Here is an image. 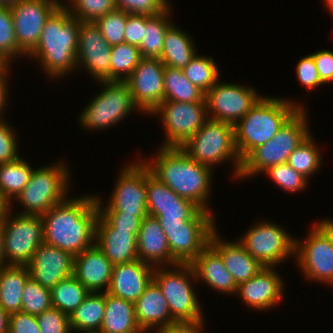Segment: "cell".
Listing matches in <instances>:
<instances>
[{
    "label": "cell",
    "instance_id": "6da1fadb",
    "mask_svg": "<svg viewBox=\"0 0 333 333\" xmlns=\"http://www.w3.org/2000/svg\"><path fill=\"white\" fill-rule=\"evenodd\" d=\"M98 216L95 196L67 198L41 216L43 241L76 256L95 245Z\"/></svg>",
    "mask_w": 333,
    "mask_h": 333
},
{
    "label": "cell",
    "instance_id": "7a4b0ae2",
    "mask_svg": "<svg viewBox=\"0 0 333 333\" xmlns=\"http://www.w3.org/2000/svg\"><path fill=\"white\" fill-rule=\"evenodd\" d=\"M156 156L155 160L143 161L151 173L180 197L210 212L207 199L211 190L212 168L199 164L180 147L162 146Z\"/></svg>",
    "mask_w": 333,
    "mask_h": 333
},
{
    "label": "cell",
    "instance_id": "3957f363",
    "mask_svg": "<svg viewBox=\"0 0 333 333\" xmlns=\"http://www.w3.org/2000/svg\"><path fill=\"white\" fill-rule=\"evenodd\" d=\"M63 3L49 16L36 47L28 54L50 77H62L77 66V40L81 21L70 15Z\"/></svg>",
    "mask_w": 333,
    "mask_h": 333
},
{
    "label": "cell",
    "instance_id": "277c9868",
    "mask_svg": "<svg viewBox=\"0 0 333 333\" xmlns=\"http://www.w3.org/2000/svg\"><path fill=\"white\" fill-rule=\"evenodd\" d=\"M301 108L304 109L289 100L261 97L234 125L235 146L241 160L273 138Z\"/></svg>",
    "mask_w": 333,
    "mask_h": 333
},
{
    "label": "cell",
    "instance_id": "5b68a950",
    "mask_svg": "<svg viewBox=\"0 0 333 333\" xmlns=\"http://www.w3.org/2000/svg\"><path fill=\"white\" fill-rule=\"evenodd\" d=\"M306 111L301 108L273 138L252 150L242 160L238 177H252L270 166L287 163L289 155L310 134Z\"/></svg>",
    "mask_w": 333,
    "mask_h": 333
},
{
    "label": "cell",
    "instance_id": "8992f818",
    "mask_svg": "<svg viewBox=\"0 0 333 333\" xmlns=\"http://www.w3.org/2000/svg\"><path fill=\"white\" fill-rule=\"evenodd\" d=\"M199 164L212 168L215 164L232 160L238 177L242 160L235 146L234 125L207 119L200 130L180 147Z\"/></svg>",
    "mask_w": 333,
    "mask_h": 333
},
{
    "label": "cell",
    "instance_id": "52a82bcc",
    "mask_svg": "<svg viewBox=\"0 0 333 333\" xmlns=\"http://www.w3.org/2000/svg\"><path fill=\"white\" fill-rule=\"evenodd\" d=\"M174 269L169 271L155 267L153 271V280L167 301L171 317L177 323L204 321L199 300L190 282L191 278L197 279L192 266L177 264Z\"/></svg>",
    "mask_w": 333,
    "mask_h": 333
},
{
    "label": "cell",
    "instance_id": "ba28073f",
    "mask_svg": "<svg viewBox=\"0 0 333 333\" xmlns=\"http://www.w3.org/2000/svg\"><path fill=\"white\" fill-rule=\"evenodd\" d=\"M68 176L63 163L34 169L28 184L15 198L25 208L19 214L42 216L64 201L69 187Z\"/></svg>",
    "mask_w": 333,
    "mask_h": 333
},
{
    "label": "cell",
    "instance_id": "9c48e42d",
    "mask_svg": "<svg viewBox=\"0 0 333 333\" xmlns=\"http://www.w3.org/2000/svg\"><path fill=\"white\" fill-rule=\"evenodd\" d=\"M295 239L298 266L309 280L333 285V221L322 220L301 243Z\"/></svg>",
    "mask_w": 333,
    "mask_h": 333
},
{
    "label": "cell",
    "instance_id": "30bf717a",
    "mask_svg": "<svg viewBox=\"0 0 333 333\" xmlns=\"http://www.w3.org/2000/svg\"><path fill=\"white\" fill-rule=\"evenodd\" d=\"M98 83L106 87L81 112L79 120L84 128L106 129L119 123L135 108L138 109L125 81H99Z\"/></svg>",
    "mask_w": 333,
    "mask_h": 333
},
{
    "label": "cell",
    "instance_id": "8fae6325",
    "mask_svg": "<svg viewBox=\"0 0 333 333\" xmlns=\"http://www.w3.org/2000/svg\"><path fill=\"white\" fill-rule=\"evenodd\" d=\"M9 214L3 219L5 262L26 266L44 242L42 217L18 214L11 218Z\"/></svg>",
    "mask_w": 333,
    "mask_h": 333
},
{
    "label": "cell",
    "instance_id": "7c38bea8",
    "mask_svg": "<svg viewBox=\"0 0 333 333\" xmlns=\"http://www.w3.org/2000/svg\"><path fill=\"white\" fill-rule=\"evenodd\" d=\"M150 114H160L166 131L163 147H181L207 118L206 99L200 102L163 101Z\"/></svg>",
    "mask_w": 333,
    "mask_h": 333
},
{
    "label": "cell",
    "instance_id": "4fadbf2b",
    "mask_svg": "<svg viewBox=\"0 0 333 333\" xmlns=\"http://www.w3.org/2000/svg\"><path fill=\"white\" fill-rule=\"evenodd\" d=\"M295 239L274 223L261 222L238 242L264 267H274L295 254Z\"/></svg>",
    "mask_w": 333,
    "mask_h": 333
},
{
    "label": "cell",
    "instance_id": "5bb4252c",
    "mask_svg": "<svg viewBox=\"0 0 333 333\" xmlns=\"http://www.w3.org/2000/svg\"><path fill=\"white\" fill-rule=\"evenodd\" d=\"M129 165L121 171L106 207H103L100 198L96 197L99 212H125V214L135 216L148 215L146 165L141 160Z\"/></svg>",
    "mask_w": 333,
    "mask_h": 333
},
{
    "label": "cell",
    "instance_id": "9a60e30c",
    "mask_svg": "<svg viewBox=\"0 0 333 333\" xmlns=\"http://www.w3.org/2000/svg\"><path fill=\"white\" fill-rule=\"evenodd\" d=\"M261 97L252 87L217 81L205 93L207 118L235 125Z\"/></svg>",
    "mask_w": 333,
    "mask_h": 333
},
{
    "label": "cell",
    "instance_id": "2e32d148",
    "mask_svg": "<svg viewBox=\"0 0 333 333\" xmlns=\"http://www.w3.org/2000/svg\"><path fill=\"white\" fill-rule=\"evenodd\" d=\"M60 3L57 0H19L10 5L16 42L23 56L36 47L44 24Z\"/></svg>",
    "mask_w": 333,
    "mask_h": 333
},
{
    "label": "cell",
    "instance_id": "e0dca14e",
    "mask_svg": "<svg viewBox=\"0 0 333 333\" xmlns=\"http://www.w3.org/2000/svg\"><path fill=\"white\" fill-rule=\"evenodd\" d=\"M171 255L180 264H190L208 245L216 230L214 220H187L161 225Z\"/></svg>",
    "mask_w": 333,
    "mask_h": 333
},
{
    "label": "cell",
    "instance_id": "ac0fdd59",
    "mask_svg": "<svg viewBox=\"0 0 333 333\" xmlns=\"http://www.w3.org/2000/svg\"><path fill=\"white\" fill-rule=\"evenodd\" d=\"M165 65L158 58H141L131 75L125 80L136 106L150 114L164 101Z\"/></svg>",
    "mask_w": 333,
    "mask_h": 333
},
{
    "label": "cell",
    "instance_id": "d6986e66",
    "mask_svg": "<svg viewBox=\"0 0 333 333\" xmlns=\"http://www.w3.org/2000/svg\"><path fill=\"white\" fill-rule=\"evenodd\" d=\"M111 47L95 22H81L77 40V67L86 70L97 81H110Z\"/></svg>",
    "mask_w": 333,
    "mask_h": 333
},
{
    "label": "cell",
    "instance_id": "ffe728a7",
    "mask_svg": "<svg viewBox=\"0 0 333 333\" xmlns=\"http://www.w3.org/2000/svg\"><path fill=\"white\" fill-rule=\"evenodd\" d=\"M26 266L33 280L51 290L59 281L73 275L74 256L43 242Z\"/></svg>",
    "mask_w": 333,
    "mask_h": 333
},
{
    "label": "cell",
    "instance_id": "44dd1931",
    "mask_svg": "<svg viewBox=\"0 0 333 333\" xmlns=\"http://www.w3.org/2000/svg\"><path fill=\"white\" fill-rule=\"evenodd\" d=\"M274 267H264L248 281L237 286L236 294L247 306L267 310L280 302L283 293V280Z\"/></svg>",
    "mask_w": 333,
    "mask_h": 333
},
{
    "label": "cell",
    "instance_id": "7402d4cb",
    "mask_svg": "<svg viewBox=\"0 0 333 333\" xmlns=\"http://www.w3.org/2000/svg\"><path fill=\"white\" fill-rule=\"evenodd\" d=\"M154 268L139 259L114 265L107 292L135 303L152 281Z\"/></svg>",
    "mask_w": 333,
    "mask_h": 333
},
{
    "label": "cell",
    "instance_id": "603a6c76",
    "mask_svg": "<svg viewBox=\"0 0 333 333\" xmlns=\"http://www.w3.org/2000/svg\"><path fill=\"white\" fill-rule=\"evenodd\" d=\"M113 264L96 246L74 256L73 276L90 292H107L111 282Z\"/></svg>",
    "mask_w": 333,
    "mask_h": 333
},
{
    "label": "cell",
    "instance_id": "cb8c5ba5",
    "mask_svg": "<svg viewBox=\"0 0 333 333\" xmlns=\"http://www.w3.org/2000/svg\"><path fill=\"white\" fill-rule=\"evenodd\" d=\"M138 259L154 267L180 264L169 250V244L161 224L156 217L147 215L140 225L137 235Z\"/></svg>",
    "mask_w": 333,
    "mask_h": 333
},
{
    "label": "cell",
    "instance_id": "d4e9b609",
    "mask_svg": "<svg viewBox=\"0 0 333 333\" xmlns=\"http://www.w3.org/2000/svg\"><path fill=\"white\" fill-rule=\"evenodd\" d=\"M95 245L113 265L138 260L137 237L129 231L116 230L100 214L96 221Z\"/></svg>",
    "mask_w": 333,
    "mask_h": 333
},
{
    "label": "cell",
    "instance_id": "484cf974",
    "mask_svg": "<svg viewBox=\"0 0 333 333\" xmlns=\"http://www.w3.org/2000/svg\"><path fill=\"white\" fill-rule=\"evenodd\" d=\"M134 308L137 323L143 332L157 326L156 329H160L177 323L171 317L167 301L153 279L134 303Z\"/></svg>",
    "mask_w": 333,
    "mask_h": 333
},
{
    "label": "cell",
    "instance_id": "4316f807",
    "mask_svg": "<svg viewBox=\"0 0 333 333\" xmlns=\"http://www.w3.org/2000/svg\"><path fill=\"white\" fill-rule=\"evenodd\" d=\"M218 231H214L209 244L220 254L226 269L237 286L255 276L264 266L253 258L239 243L222 242Z\"/></svg>",
    "mask_w": 333,
    "mask_h": 333
},
{
    "label": "cell",
    "instance_id": "83f0119b",
    "mask_svg": "<svg viewBox=\"0 0 333 333\" xmlns=\"http://www.w3.org/2000/svg\"><path fill=\"white\" fill-rule=\"evenodd\" d=\"M190 265L195 272L196 278H201L214 290L236 294V282L226 269L220 254L210 244Z\"/></svg>",
    "mask_w": 333,
    "mask_h": 333
},
{
    "label": "cell",
    "instance_id": "f1b7e54d",
    "mask_svg": "<svg viewBox=\"0 0 333 333\" xmlns=\"http://www.w3.org/2000/svg\"><path fill=\"white\" fill-rule=\"evenodd\" d=\"M98 333H144L137 323L134 303L105 292V313Z\"/></svg>",
    "mask_w": 333,
    "mask_h": 333
},
{
    "label": "cell",
    "instance_id": "f546056e",
    "mask_svg": "<svg viewBox=\"0 0 333 333\" xmlns=\"http://www.w3.org/2000/svg\"><path fill=\"white\" fill-rule=\"evenodd\" d=\"M29 277L27 266L0 268V306L8 314L21 311L23 288Z\"/></svg>",
    "mask_w": 333,
    "mask_h": 333
},
{
    "label": "cell",
    "instance_id": "4dcf8cb0",
    "mask_svg": "<svg viewBox=\"0 0 333 333\" xmlns=\"http://www.w3.org/2000/svg\"><path fill=\"white\" fill-rule=\"evenodd\" d=\"M188 35V36H187ZM184 31L174 23L167 29L160 60L166 67L183 69L197 54L194 43Z\"/></svg>",
    "mask_w": 333,
    "mask_h": 333
},
{
    "label": "cell",
    "instance_id": "1f68e13d",
    "mask_svg": "<svg viewBox=\"0 0 333 333\" xmlns=\"http://www.w3.org/2000/svg\"><path fill=\"white\" fill-rule=\"evenodd\" d=\"M105 313V292L92 293L70 315V326L83 333H98Z\"/></svg>",
    "mask_w": 333,
    "mask_h": 333
},
{
    "label": "cell",
    "instance_id": "d6a6232c",
    "mask_svg": "<svg viewBox=\"0 0 333 333\" xmlns=\"http://www.w3.org/2000/svg\"><path fill=\"white\" fill-rule=\"evenodd\" d=\"M205 93L190 82L182 69L166 67L164 69V101L200 102Z\"/></svg>",
    "mask_w": 333,
    "mask_h": 333
},
{
    "label": "cell",
    "instance_id": "836d02e7",
    "mask_svg": "<svg viewBox=\"0 0 333 333\" xmlns=\"http://www.w3.org/2000/svg\"><path fill=\"white\" fill-rule=\"evenodd\" d=\"M170 7L157 15L148 16L146 23V31L139 51L142 58H158L160 59L163 50L164 37L167 29L173 24L167 18Z\"/></svg>",
    "mask_w": 333,
    "mask_h": 333
},
{
    "label": "cell",
    "instance_id": "e575fe53",
    "mask_svg": "<svg viewBox=\"0 0 333 333\" xmlns=\"http://www.w3.org/2000/svg\"><path fill=\"white\" fill-rule=\"evenodd\" d=\"M50 291L52 307L68 315H71L90 293L73 275L59 281Z\"/></svg>",
    "mask_w": 333,
    "mask_h": 333
},
{
    "label": "cell",
    "instance_id": "d590c367",
    "mask_svg": "<svg viewBox=\"0 0 333 333\" xmlns=\"http://www.w3.org/2000/svg\"><path fill=\"white\" fill-rule=\"evenodd\" d=\"M34 169L23 159L0 164V191L11 202L28 184Z\"/></svg>",
    "mask_w": 333,
    "mask_h": 333
},
{
    "label": "cell",
    "instance_id": "8d00e7d4",
    "mask_svg": "<svg viewBox=\"0 0 333 333\" xmlns=\"http://www.w3.org/2000/svg\"><path fill=\"white\" fill-rule=\"evenodd\" d=\"M147 208L199 207L180 197L166 184L156 178L146 166Z\"/></svg>",
    "mask_w": 333,
    "mask_h": 333
},
{
    "label": "cell",
    "instance_id": "74e56055",
    "mask_svg": "<svg viewBox=\"0 0 333 333\" xmlns=\"http://www.w3.org/2000/svg\"><path fill=\"white\" fill-rule=\"evenodd\" d=\"M141 58L139 47L137 46L125 42L112 46L110 81H125L138 65Z\"/></svg>",
    "mask_w": 333,
    "mask_h": 333
},
{
    "label": "cell",
    "instance_id": "f35d334b",
    "mask_svg": "<svg viewBox=\"0 0 333 333\" xmlns=\"http://www.w3.org/2000/svg\"><path fill=\"white\" fill-rule=\"evenodd\" d=\"M219 69L212 57L195 54L190 63L182 69L186 78L206 93L219 78Z\"/></svg>",
    "mask_w": 333,
    "mask_h": 333
},
{
    "label": "cell",
    "instance_id": "ab89813d",
    "mask_svg": "<svg viewBox=\"0 0 333 333\" xmlns=\"http://www.w3.org/2000/svg\"><path fill=\"white\" fill-rule=\"evenodd\" d=\"M311 133L308 137L289 155L287 164L295 171L309 180V176L318 171L321 165V155L317 145L313 142ZM317 147V148H316Z\"/></svg>",
    "mask_w": 333,
    "mask_h": 333
},
{
    "label": "cell",
    "instance_id": "60d3db41",
    "mask_svg": "<svg viewBox=\"0 0 333 333\" xmlns=\"http://www.w3.org/2000/svg\"><path fill=\"white\" fill-rule=\"evenodd\" d=\"M52 307L51 291L41 286L31 277L23 288L21 311L32 315H39Z\"/></svg>",
    "mask_w": 333,
    "mask_h": 333
},
{
    "label": "cell",
    "instance_id": "b9f144b4",
    "mask_svg": "<svg viewBox=\"0 0 333 333\" xmlns=\"http://www.w3.org/2000/svg\"><path fill=\"white\" fill-rule=\"evenodd\" d=\"M148 215L156 217L162 225L165 223H179L187 220H214L211 212L200 207H170L147 208Z\"/></svg>",
    "mask_w": 333,
    "mask_h": 333
},
{
    "label": "cell",
    "instance_id": "7bdbcfd3",
    "mask_svg": "<svg viewBox=\"0 0 333 333\" xmlns=\"http://www.w3.org/2000/svg\"><path fill=\"white\" fill-rule=\"evenodd\" d=\"M69 13L81 22H95L98 18L117 9L114 0H70Z\"/></svg>",
    "mask_w": 333,
    "mask_h": 333
},
{
    "label": "cell",
    "instance_id": "ee69618b",
    "mask_svg": "<svg viewBox=\"0 0 333 333\" xmlns=\"http://www.w3.org/2000/svg\"><path fill=\"white\" fill-rule=\"evenodd\" d=\"M128 13L116 9L98 18L95 24L101 30V34L110 46L125 42V25Z\"/></svg>",
    "mask_w": 333,
    "mask_h": 333
},
{
    "label": "cell",
    "instance_id": "f6af8a7d",
    "mask_svg": "<svg viewBox=\"0 0 333 333\" xmlns=\"http://www.w3.org/2000/svg\"><path fill=\"white\" fill-rule=\"evenodd\" d=\"M0 53L9 61L24 54L16 42L10 5H0Z\"/></svg>",
    "mask_w": 333,
    "mask_h": 333
},
{
    "label": "cell",
    "instance_id": "bcb514c9",
    "mask_svg": "<svg viewBox=\"0 0 333 333\" xmlns=\"http://www.w3.org/2000/svg\"><path fill=\"white\" fill-rule=\"evenodd\" d=\"M263 173L268 174L274 183L289 192L304 190L308 184L307 178L295 171L287 163L270 166Z\"/></svg>",
    "mask_w": 333,
    "mask_h": 333
},
{
    "label": "cell",
    "instance_id": "7dc6e473",
    "mask_svg": "<svg viewBox=\"0 0 333 333\" xmlns=\"http://www.w3.org/2000/svg\"><path fill=\"white\" fill-rule=\"evenodd\" d=\"M40 333H70V315L51 307L36 315Z\"/></svg>",
    "mask_w": 333,
    "mask_h": 333
},
{
    "label": "cell",
    "instance_id": "c3c4849f",
    "mask_svg": "<svg viewBox=\"0 0 333 333\" xmlns=\"http://www.w3.org/2000/svg\"><path fill=\"white\" fill-rule=\"evenodd\" d=\"M117 9L129 14L157 15L169 5L167 0H114Z\"/></svg>",
    "mask_w": 333,
    "mask_h": 333
},
{
    "label": "cell",
    "instance_id": "681fc988",
    "mask_svg": "<svg viewBox=\"0 0 333 333\" xmlns=\"http://www.w3.org/2000/svg\"><path fill=\"white\" fill-rule=\"evenodd\" d=\"M99 214L116 230H124L138 235L141 221L146 216H135L125 212H99Z\"/></svg>",
    "mask_w": 333,
    "mask_h": 333
},
{
    "label": "cell",
    "instance_id": "f907efd6",
    "mask_svg": "<svg viewBox=\"0 0 333 333\" xmlns=\"http://www.w3.org/2000/svg\"><path fill=\"white\" fill-rule=\"evenodd\" d=\"M5 120H0V164L17 160L16 136Z\"/></svg>",
    "mask_w": 333,
    "mask_h": 333
},
{
    "label": "cell",
    "instance_id": "816d5d0a",
    "mask_svg": "<svg viewBox=\"0 0 333 333\" xmlns=\"http://www.w3.org/2000/svg\"><path fill=\"white\" fill-rule=\"evenodd\" d=\"M296 73L301 84L309 90L323 84L319 77L312 54L302 58L298 62L296 66Z\"/></svg>",
    "mask_w": 333,
    "mask_h": 333
},
{
    "label": "cell",
    "instance_id": "f5cc1de1",
    "mask_svg": "<svg viewBox=\"0 0 333 333\" xmlns=\"http://www.w3.org/2000/svg\"><path fill=\"white\" fill-rule=\"evenodd\" d=\"M147 15L129 14L125 25V43L140 47L146 31Z\"/></svg>",
    "mask_w": 333,
    "mask_h": 333
},
{
    "label": "cell",
    "instance_id": "db71d44e",
    "mask_svg": "<svg viewBox=\"0 0 333 333\" xmlns=\"http://www.w3.org/2000/svg\"><path fill=\"white\" fill-rule=\"evenodd\" d=\"M8 333H40L36 315L24 311L9 314Z\"/></svg>",
    "mask_w": 333,
    "mask_h": 333
},
{
    "label": "cell",
    "instance_id": "11a10c76",
    "mask_svg": "<svg viewBox=\"0 0 333 333\" xmlns=\"http://www.w3.org/2000/svg\"><path fill=\"white\" fill-rule=\"evenodd\" d=\"M321 82L333 81V52L328 50L318 51L312 54Z\"/></svg>",
    "mask_w": 333,
    "mask_h": 333
},
{
    "label": "cell",
    "instance_id": "9f6ffc18",
    "mask_svg": "<svg viewBox=\"0 0 333 333\" xmlns=\"http://www.w3.org/2000/svg\"><path fill=\"white\" fill-rule=\"evenodd\" d=\"M203 322H181L157 330V333H202Z\"/></svg>",
    "mask_w": 333,
    "mask_h": 333
},
{
    "label": "cell",
    "instance_id": "6f0895ef",
    "mask_svg": "<svg viewBox=\"0 0 333 333\" xmlns=\"http://www.w3.org/2000/svg\"><path fill=\"white\" fill-rule=\"evenodd\" d=\"M7 75L8 74H4V75H0V120H3L2 119V116L3 115H1L2 113H3V111L2 110H4L5 109V103H6V99H7V91H8V89H7V83L8 82H6V78H7ZM6 77V78H5Z\"/></svg>",
    "mask_w": 333,
    "mask_h": 333
},
{
    "label": "cell",
    "instance_id": "680465c9",
    "mask_svg": "<svg viewBox=\"0 0 333 333\" xmlns=\"http://www.w3.org/2000/svg\"><path fill=\"white\" fill-rule=\"evenodd\" d=\"M10 201L0 191V220H3L6 215L12 210Z\"/></svg>",
    "mask_w": 333,
    "mask_h": 333
},
{
    "label": "cell",
    "instance_id": "91938a15",
    "mask_svg": "<svg viewBox=\"0 0 333 333\" xmlns=\"http://www.w3.org/2000/svg\"><path fill=\"white\" fill-rule=\"evenodd\" d=\"M4 266H7V262H5V255H4V226H3V220H0V268Z\"/></svg>",
    "mask_w": 333,
    "mask_h": 333
},
{
    "label": "cell",
    "instance_id": "94428289",
    "mask_svg": "<svg viewBox=\"0 0 333 333\" xmlns=\"http://www.w3.org/2000/svg\"><path fill=\"white\" fill-rule=\"evenodd\" d=\"M9 314L0 306V333H8Z\"/></svg>",
    "mask_w": 333,
    "mask_h": 333
},
{
    "label": "cell",
    "instance_id": "6125c7cd",
    "mask_svg": "<svg viewBox=\"0 0 333 333\" xmlns=\"http://www.w3.org/2000/svg\"><path fill=\"white\" fill-rule=\"evenodd\" d=\"M9 62L10 61L0 53V75L8 74Z\"/></svg>",
    "mask_w": 333,
    "mask_h": 333
},
{
    "label": "cell",
    "instance_id": "be15d7a7",
    "mask_svg": "<svg viewBox=\"0 0 333 333\" xmlns=\"http://www.w3.org/2000/svg\"><path fill=\"white\" fill-rule=\"evenodd\" d=\"M325 4H327L328 10H330V13L333 16V0H325Z\"/></svg>",
    "mask_w": 333,
    "mask_h": 333
},
{
    "label": "cell",
    "instance_id": "e7e4bbea",
    "mask_svg": "<svg viewBox=\"0 0 333 333\" xmlns=\"http://www.w3.org/2000/svg\"><path fill=\"white\" fill-rule=\"evenodd\" d=\"M19 0H0V5H12Z\"/></svg>",
    "mask_w": 333,
    "mask_h": 333
}]
</instances>
